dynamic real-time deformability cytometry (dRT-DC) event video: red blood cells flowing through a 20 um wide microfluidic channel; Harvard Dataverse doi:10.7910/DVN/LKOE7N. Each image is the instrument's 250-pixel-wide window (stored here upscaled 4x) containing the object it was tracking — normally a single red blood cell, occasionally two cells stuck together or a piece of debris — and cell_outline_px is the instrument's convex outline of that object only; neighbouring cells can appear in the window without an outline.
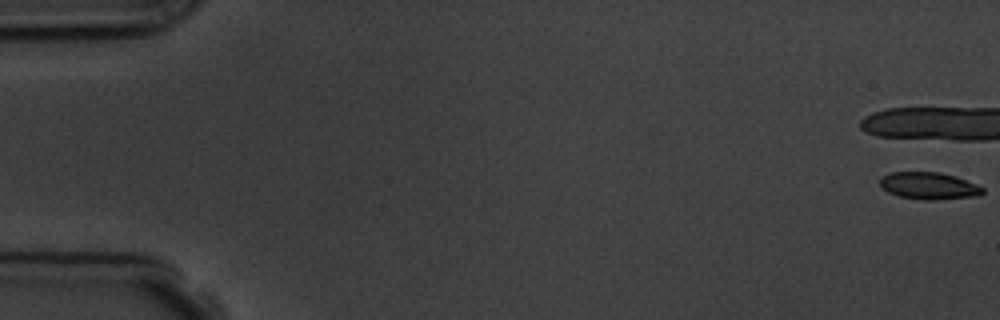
{"species": "common noctule bat (a hibernating species)", "species_latin": "Nyctalus noctula", "temperature_condition": "room temperature", "stored_images_in_passage": 3, "camera_frame_rate_fps": 3000, "um_per_image_px": 0.085, "animal": {"sex": "male", "body_mass_g": 19.5, "forearm_length_mm": 54.6}, "frame": {"image": 1, "passage_image": 1, "time_ms": 0.0, "image_size_px": [1000, 320], "cell_outline_px": [[984, 192], [980, 196], [928, 200], [924, 200], [900, 196], [888, 192], [880, 184], [880, 176], [892, 172], [940, 172], [956, 176], [976, 184], [984, 188]], "centroid_in_image_um": [78.98, 15.78], "position_along_channel_um": 6.0, "area_um2": 16.18}}